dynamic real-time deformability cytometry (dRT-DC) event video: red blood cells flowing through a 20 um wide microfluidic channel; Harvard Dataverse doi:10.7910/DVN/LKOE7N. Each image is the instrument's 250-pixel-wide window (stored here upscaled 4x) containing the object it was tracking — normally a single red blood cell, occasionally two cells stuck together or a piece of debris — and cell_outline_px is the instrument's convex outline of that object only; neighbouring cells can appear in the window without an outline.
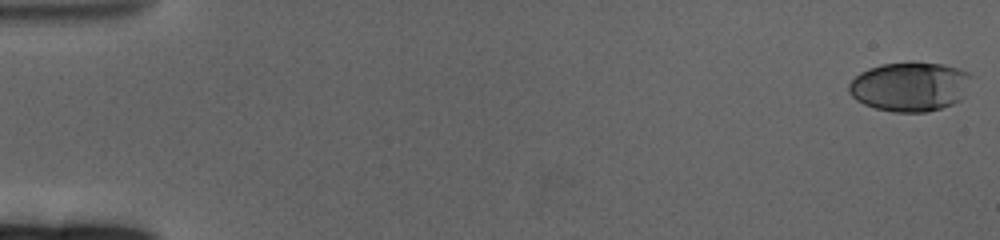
{"species": "human", "species_latin": "Homo sapiens", "temperature_condition": "cold", "stored_images_in_passage": 63, "camera_frame_rate_fps": 3000, "um_per_image_px": 0.085, "donor": {"sex": "female"}, "frame": {"image": 1, "passage_image": 1, "time_ms": 0.0, "image_size_px": [1000, 240], "cell_outline_px": [[972, 76], [964, 96], [960, 100], [952, 104], [928, 112], [892, 112], [876, 108], [864, 104], [856, 100], [848, 92], [848, 84], [860, 72], [868, 68], [880, 64], [912, 60], [944, 64], [960, 68], [968, 72]], "centroid_in_image_um": [77.35, 7.33], "position_along_channel_um": 7.7, "area_um2": 35.89}}
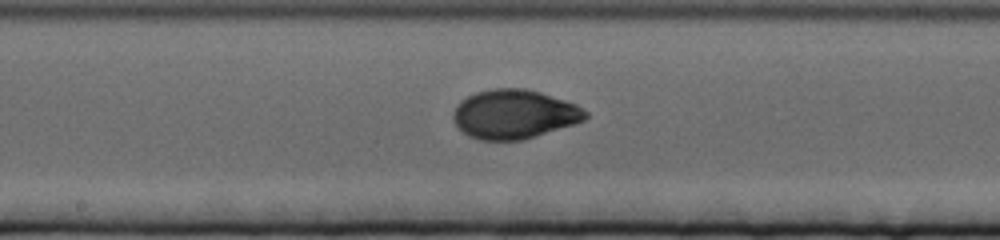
{"frame": {"image": 2, "passage_image": 34, "time_ms": 11.0, "image_size_px": [1000, 240], "cell_outline_px": [[588, 116], [584, 120], [524, 140], [480, 140], [468, 136], [452, 120], [452, 112], [456, 104], [460, 100], [476, 92], [492, 88], [524, 88], [540, 92], [576, 104], [588, 112]], "centroid_in_image_um": [43.67, 9.7], "position_along_channel_um": 204.5, "area_um2": 37.86}}
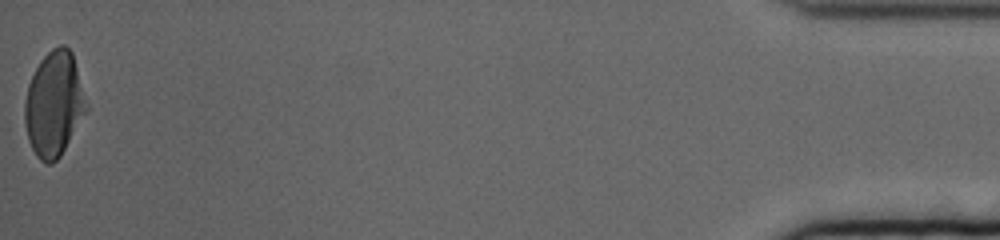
{"frame": {"image": 3, "passage_image": 63, "time_ms": 20.667, "image_size_px": [1000, 240], "cell_outline_px": [[88, 112], [60, 156], [52, 164], [48, 164], [40, 160], [36, 156], [28, 140], [24, 120], [24, 100], [28, 84], [40, 60], [52, 48], [60, 44], [64, 44], [72, 52], [88, 108]], "centroid_in_image_um": [4.59, 8.86], "position_along_channel_um": 430.6, "area_um2": 37.8}, "authors_computed_cell_mechanics": {"area_um2": 36.5874, "velocity_mm_per_s": 3.2681, "shape_relaxation_time_tau1_ms": 4.221, "shape_relaxation_time_tau2_ms": 0.9794, "deformation_change_tau1": 0.1694, "deformation_change_tau2": 0.0389}}